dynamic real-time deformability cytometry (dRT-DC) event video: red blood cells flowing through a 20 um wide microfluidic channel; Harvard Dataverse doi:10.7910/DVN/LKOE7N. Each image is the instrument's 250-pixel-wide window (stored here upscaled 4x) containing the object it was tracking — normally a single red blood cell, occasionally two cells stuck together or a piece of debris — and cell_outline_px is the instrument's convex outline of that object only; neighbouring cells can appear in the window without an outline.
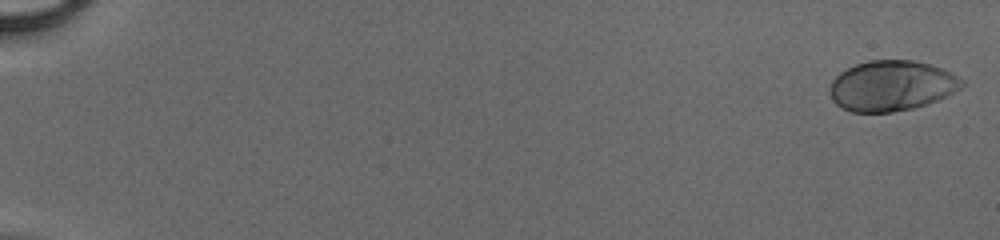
{"species": "human", "species_latin": "Homo sapiens", "temperature_condition": "cold", "stored_images_in_passage": 49, "camera_frame_rate_fps": 3000, "um_per_image_px": 0.085, "donor": {"sex": "male"}, "frame": {"image": 1, "passage_image": 1, "time_ms": 0.0, "image_size_px": [1000, 240], "cell_outline_px": [[964, 84], [960, 88], [948, 96], [912, 108], [892, 112], [852, 112], [840, 108], [832, 100], [828, 92], [828, 88], [832, 80], [840, 72], [856, 64], [868, 60], [912, 60], [928, 64], [940, 68], [964, 80]], "centroid_in_image_um": [75.73, 7.29], "position_along_channel_um": 9.3, "area_um2": 38.73}}
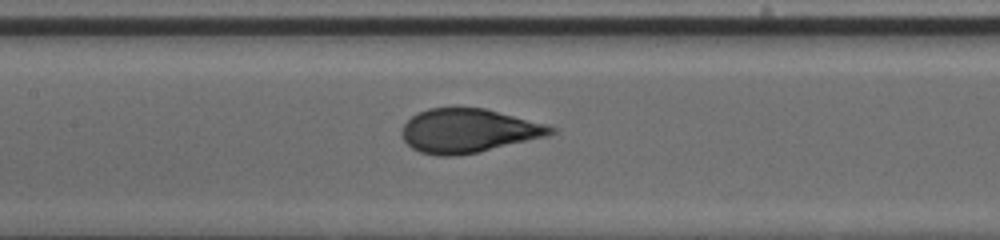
{"frame": {"image": 2, "passage_image": 26, "time_ms": 8.333, "image_size_px": [1000, 240], "cell_outline_px": [[556, 132], [548, 136], [476, 152], [456, 156], [436, 156], [420, 152], [412, 148], [404, 140], [400, 132], [404, 124], [412, 116], [428, 108], [484, 108], [544, 124], [556, 128]], "centroid_in_image_um": [39.78, 11.12], "position_along_channel_um": 167.6, "area_um2": 37.69}}
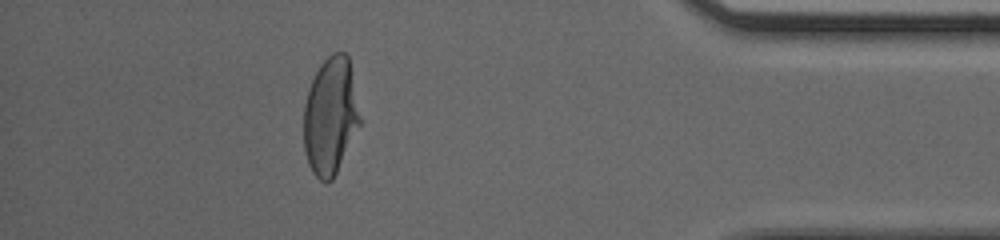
{"frame": {"image": 3, "passage_image": 45, "time_ms": 14.667, "image_size_px": [1000, 240], "cell_outline_px": [[360, 124], [332, 180], [328, 184], [324, 184], [312, 172], [308, 164], [304, 148], [304, 104], [308, 88], [320, 64], [332, 52], [344, 52], [348, 56], [360, 116]], "centroid_in_image_um": [28.06, 9.88], "position_along_channel_um": 407.1, "area_um2": 38.21}}